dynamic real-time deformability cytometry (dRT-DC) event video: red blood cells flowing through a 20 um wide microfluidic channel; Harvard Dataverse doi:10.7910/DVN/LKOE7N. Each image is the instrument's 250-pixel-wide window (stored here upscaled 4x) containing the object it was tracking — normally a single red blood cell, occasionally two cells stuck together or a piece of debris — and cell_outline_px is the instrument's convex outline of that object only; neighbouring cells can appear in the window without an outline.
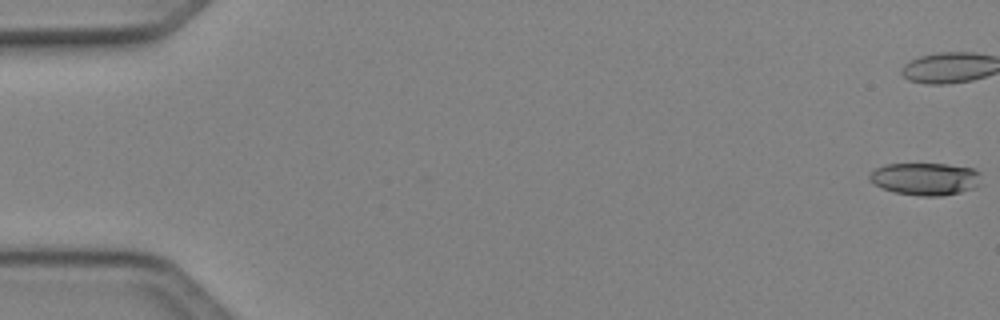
{"species": "Egyptian fruit bat (a non-hibernating species)", "species_latin": "Rousettus aegyptiacus", "temperature_condition": "cold", "stored_images_in_passage": 10, "camera_frame_rate_fps": 3000, "um_per_image_px": 0.085, "animal": {"sex": "female"}, "frame": {"image": 1, "passage_image": 1, "time_ms": 0.0, "image_size_px": [1000, 320], "cell_outline_px": [[980, 184], [976, 188], [944, 196], [920, 196], [892, 192], [880, 188], [868, 180], [868, 176], [876, 168], [884, 164], [948, 164], [972, 168], [980, 172]], "centroid_in_image_um": [78.64, 15.21], "position_along_channel_um": 6.4, "area_um2": 21.44}}